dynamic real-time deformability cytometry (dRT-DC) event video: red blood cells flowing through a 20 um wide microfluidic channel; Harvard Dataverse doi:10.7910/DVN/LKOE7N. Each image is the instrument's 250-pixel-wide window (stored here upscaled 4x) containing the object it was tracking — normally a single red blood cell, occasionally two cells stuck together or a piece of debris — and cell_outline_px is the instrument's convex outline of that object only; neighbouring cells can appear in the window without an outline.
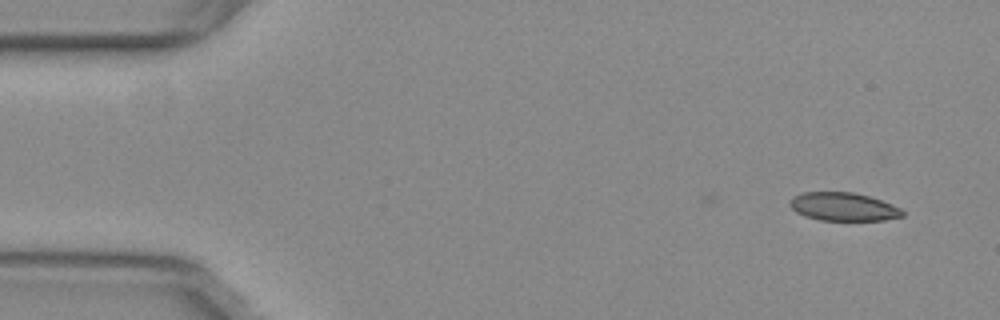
{"species": "common noctule bat (a hibernating species)", "species_latin": "Nyctalus noctula", "temperature_condition": "warm", "stored_images_in_passage": 2, "camera_frame_rate_fps": 3000, "um_per_image_px": 0.085, "animal": {"sex": "female", "body_mass_g": 29.2, "forearm_length_mm": 56.3}, "frame": {"image": 1, "passage_image": 2, "time_ms": 0.333, "image_size_px": [1000, 320], "cell_outline_px": [[904, 216], [884, 220], [820, 220], [804, 216], [796, 212], [788, 204], [792, 196], [800, 192], [852, 192], [868, 196], [892, 204], [900, 208], [904, 212]], "centroid_in_image_um": [71.65, 17.57], "position_along_channel_um": 13.4, "area_um2": 18.61}}